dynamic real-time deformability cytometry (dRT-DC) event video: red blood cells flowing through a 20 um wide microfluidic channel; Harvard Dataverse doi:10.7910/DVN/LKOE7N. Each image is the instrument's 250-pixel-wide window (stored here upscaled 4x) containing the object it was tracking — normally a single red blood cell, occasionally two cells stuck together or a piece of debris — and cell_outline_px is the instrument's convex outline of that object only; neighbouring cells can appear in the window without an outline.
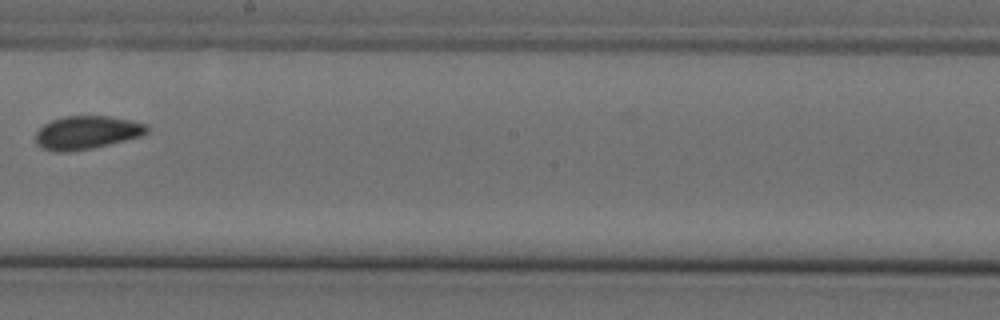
{"species": "Egyptian fruit bat (a non-hibernating species)", "species_latin": "Rousettus aegyptiacus", "temperature_condition": "cold", "stored_images_in_passage": 12, "camera_frame_rate_fps": 3000, "um_per_image_px": 0.085, "animal": {"sex": "female"}, "frame": {"image": 1, "passage_image": 6, "time_ms": 1.667, "image_size_px": [1000, 320], "cell_outline_px": [[148, 132], [140, 136], [92, 148], [68, 152], [56, 152], [44, 148], [36, 144], [36, 132], [44, 124], [52, 120], [64, 116], [108, 116], [148, 124]], "centroid_in_image_um": [7.36, 11.26], "position_along_channel_um": 240.8, "area_um2": 21.39}}
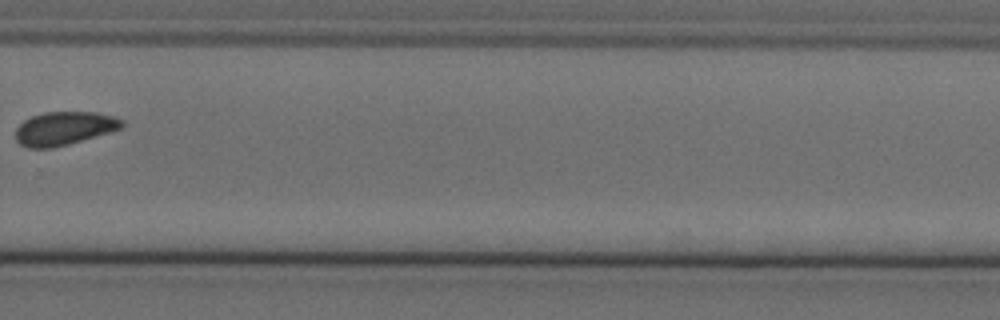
{"frame": {"image": 2, "passage_image": 8, "time_ms": 2.333, "image_size_px": [1000, 320], "cell_outline_px": [[124, 128], [68, 144], [52, 148], [28, 148], [20, 144], [16, 140], [16, 128], [24, 120], [32, 116], [44, 112], [96, 112], [112, 116], [124, 120]], "centroid_in_image_um": [5.46, 10.91], "position_along_channel_um": 324.3, "area_um2": 20.75}}
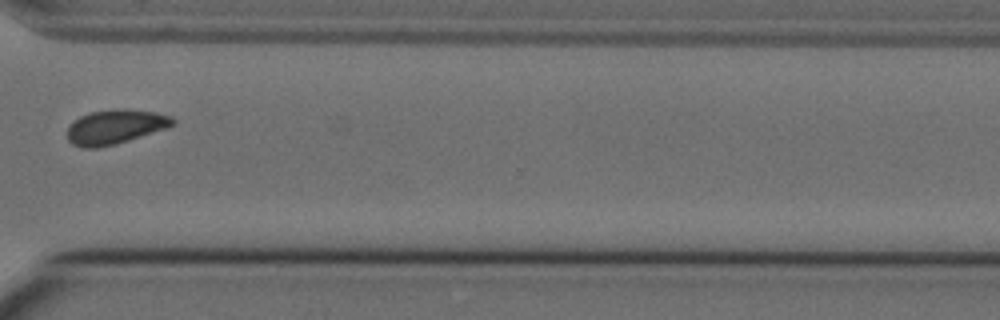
{"frame": {"image": 3, "passage_image": 9, "time_ms": 2.667, "image_size_px": [1000, 320], "cell_outline_px": [[176, 124], [168, 128], [116, 144], [100, 148], [84, 148], [72, 144], [68, 140], [68, 128], [80, 116], [92, 112], [124, 108], [156, 112], [172, 116], [176, 120]], "centroid_in_image_um": [9.85, 10.79], "position_along_channel_um": 360.7, "area_um2": 21.21}}